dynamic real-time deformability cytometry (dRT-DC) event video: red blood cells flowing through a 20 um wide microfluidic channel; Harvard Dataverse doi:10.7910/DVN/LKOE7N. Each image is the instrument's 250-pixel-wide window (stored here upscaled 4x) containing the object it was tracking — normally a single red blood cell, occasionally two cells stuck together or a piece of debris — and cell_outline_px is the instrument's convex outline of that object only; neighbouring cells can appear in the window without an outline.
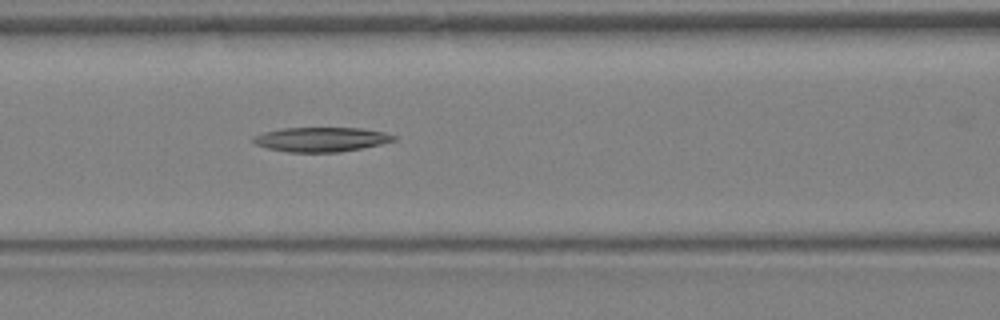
{"species": "Egyptian fruit bat (a non-hibernating species)", "species_latin": "Rousettus aegyptiacus", "temperature_condition": "warm", "stored_images_in_passage": 5, "camera_frame_rate_fps": 3000, "um_per_image_px": 0.085, "animal": {"sex": "female"}, "frame": {"image": 1, "passage_image": 5, "time_ms": 1.333, "image_size_px": [1000, 320], "cell_outline_px": [[396, 140], [380, 144], [340, 152], [288, 152], [268, 148], [256, 144], [252, 140], [252, 136], [264, 132], [280, 128], [360, 128], [380, 132], [396, 136]], "centroid_in_image_um": [27.25, 11.85], "position_along_channel_um": 139.4, "area_um2": 19.83}}